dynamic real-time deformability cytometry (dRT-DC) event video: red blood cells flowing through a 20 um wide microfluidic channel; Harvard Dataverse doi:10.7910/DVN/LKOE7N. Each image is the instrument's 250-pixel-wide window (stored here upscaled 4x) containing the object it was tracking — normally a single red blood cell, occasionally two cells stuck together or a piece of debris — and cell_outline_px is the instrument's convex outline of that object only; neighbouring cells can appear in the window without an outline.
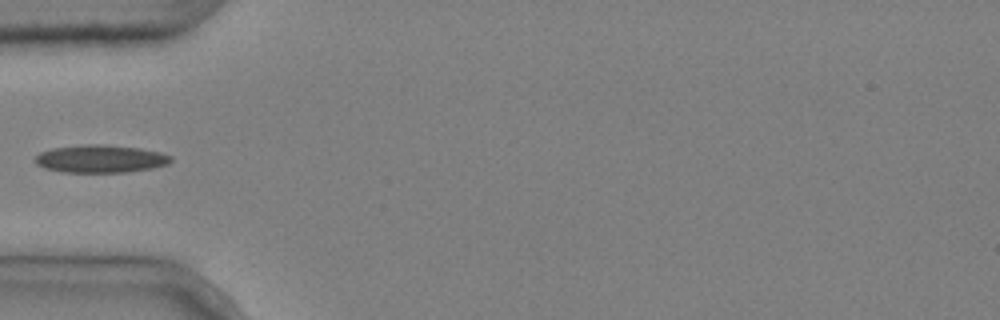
{"species": "common noctule bat (a hibernating species)", "species_latin": "Nyctalus noctula", "temperature_condition": "cold", "stored_images_in_passage": 3, "camera_frame_rate_fps": 3000, "um_per_image_px": 0.085, "animal": {"sex": "male", "body_mass_g": 20.4}, "frame": {"image": 1, "passage_image": 3, "time_ms": 0.667, "image_size_px": [1000, 320], "cell_outline_px": [[172, 160], [168, 164], [152, 168], [124, 172], [60, 172], [44, 168], [36, 164], [36, 156], [40, 152], [52, 148], [84, 144], [104, 144], [140, 148], [160, 152], [172, 156]], "centroid_in_image_um": [8.54, 13.49], "position_along_channel_um": 76.5, "area_um2": 22.02}}